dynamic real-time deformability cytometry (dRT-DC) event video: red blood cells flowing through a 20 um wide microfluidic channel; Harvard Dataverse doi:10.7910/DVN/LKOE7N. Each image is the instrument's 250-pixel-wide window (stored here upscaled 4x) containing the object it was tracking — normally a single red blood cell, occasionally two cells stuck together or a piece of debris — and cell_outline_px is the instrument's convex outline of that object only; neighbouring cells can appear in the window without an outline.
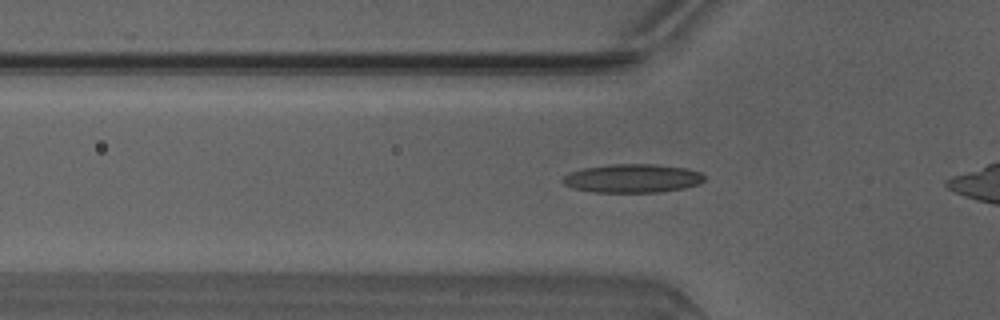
{"species": "Egyptian fruit bat (a non-hibernating species)", "species_latin": "Rousettus aegyptiacus", "temperature_condition": "warm", "stored_images_in_passage": 34, "camera_frame_rate_fps": 3000, "um_per_image_px": 0.085, "animal": {"sex": "male"}, "frame": {"image": 1, "passage_image": 10, "time_ms": 3.0, "image_size_px": [1000, 320], "cell_outline_px": [[704, 180], [700, 184], [684, 188], [660, 192], [592, 192], [572, 188], [564, 184], [560, 180], [568, 172], [584, 168], [612, 164], [656, 164], [688, 168], [700, 172], [704, 176]], "centroid_in_image_um": [53.75, 15.16], "position_along_channel_um": 72.0, "area_um2": 23.81}}
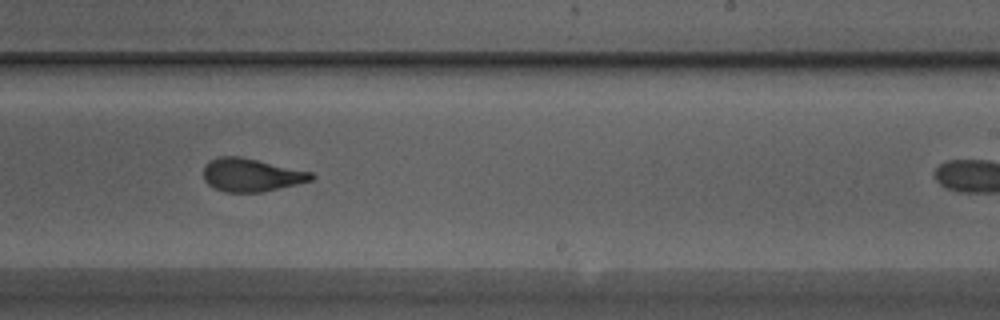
{"frame": {"image": 2, "passage_image": 24, "time_ms": 7.667, "image_size_px": [1000, 320], "cell_outline_px": [[316, 176], [312, 180], [296, 184], [260, 192], [224, 192], [212, 188], [204, 180], [204, 168], [208, 160], [220, 156], [240, 156], [312, 172]], "centroid_in_image_um": [21.32, 14.87], "position_along_channel_um": 267.7, "area_um2": 20.81}}
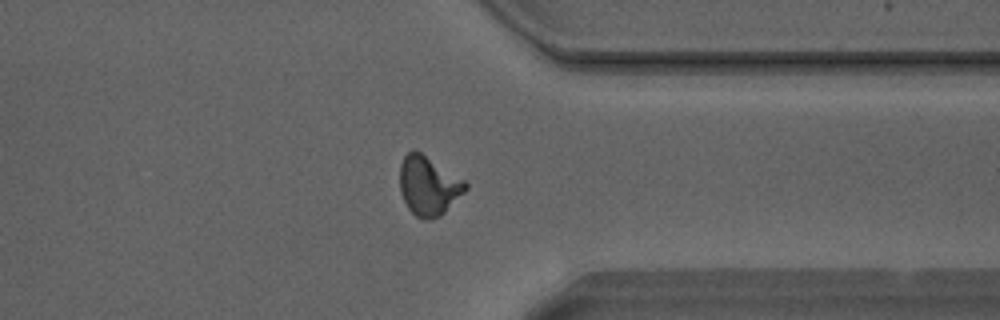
{"frame": {"image": 3, "passage_image": 32, "time_ms": 10.333, "image_size_px": [1000, 320], "cell_outline_px": [[468, 188], [440, 216], [432, 220], [424, 220], [416, 216], [408, 208], [400, 192], [400, 164], [404, 156], [412, 148], [416, 148], [464, 180], [468, 184]], "centroid_in_image_um": [36.4, 15.76], "position_along_channel_um": 375.0, "area_um2": 22.77}}